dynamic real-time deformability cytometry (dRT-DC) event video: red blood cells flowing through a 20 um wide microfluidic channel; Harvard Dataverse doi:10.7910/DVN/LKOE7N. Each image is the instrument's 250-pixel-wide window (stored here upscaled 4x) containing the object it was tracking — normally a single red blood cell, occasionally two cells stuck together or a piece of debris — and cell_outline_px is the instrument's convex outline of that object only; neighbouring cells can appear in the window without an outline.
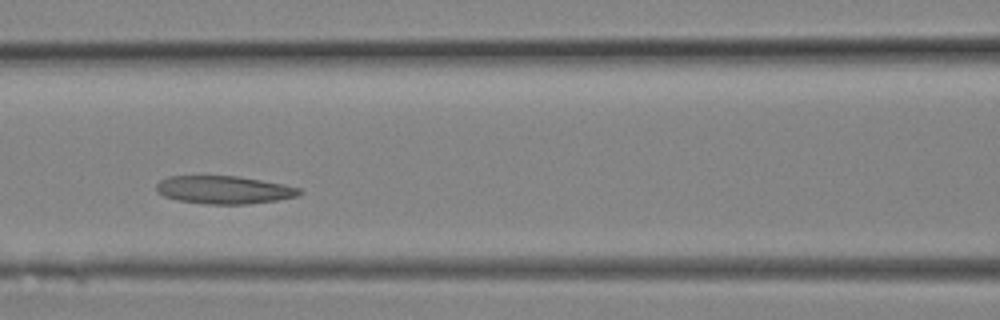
{"species": "Egyptian fruit bat (a non-hibernating species)", "species_latin": "Rousettus aegyptiacus", "temperature_condition": "room temperature", "stored_images_in_passage": 4, "segment_of_instrument_passage": [1, 2], "camera_frame_rate_fps": 3000, "um_per_image_px": 0.085, "animal": {"sex": "female"}, "frame": {"image": 1, "passage_image": 3, "time_ms": 0.667, "image_size_px": [1000, 320], "cell_outline_px": [[304, 192], [300, 196], [276, 200], [248, 204], [208, 204], [176, 200], [164, 196], [156, 192], [156, 184], [160, 180], [168, 176], [236, 176], [284, 184], [300, 188]], "centroid_in_image_um": [19.05, 16.14], "position_along_channel_um": 147.6, "area_um2": 23.41}}